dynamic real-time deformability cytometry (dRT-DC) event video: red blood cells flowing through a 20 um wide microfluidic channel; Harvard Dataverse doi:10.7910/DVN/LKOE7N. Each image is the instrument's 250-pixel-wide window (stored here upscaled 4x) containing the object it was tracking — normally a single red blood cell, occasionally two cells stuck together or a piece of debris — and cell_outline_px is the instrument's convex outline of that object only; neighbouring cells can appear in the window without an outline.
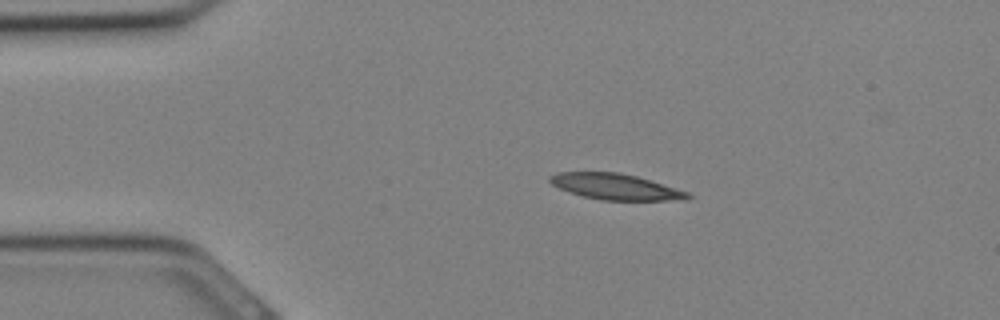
{"species": "Egyptian fruit bat (a non-hibernating species)", "species_latin": "Rousettus aegyptiacus", "temperature_condition": "cold", "stored_images_in_passage": 8, "camera_frame_rate_fps": 3000, "um_per_image_px": 0.085, "animal": {"sex": "female"}, "frame": {"image": 1, "passage_image": 1, "time_ms": 0.0, "image_size_px": [1000, 320], "cell_outline_px": [[692, 196], [688, 200], [600, 200], [568, 192], [552, 184], [548, 180], [548, 176], [556, 172], [620, 172], [636, 176], [688, 192]], "centroid_in_image_um": [52.29, 15.87], "position_along_channel_um": 32.7, "area_um2": 20.75}}
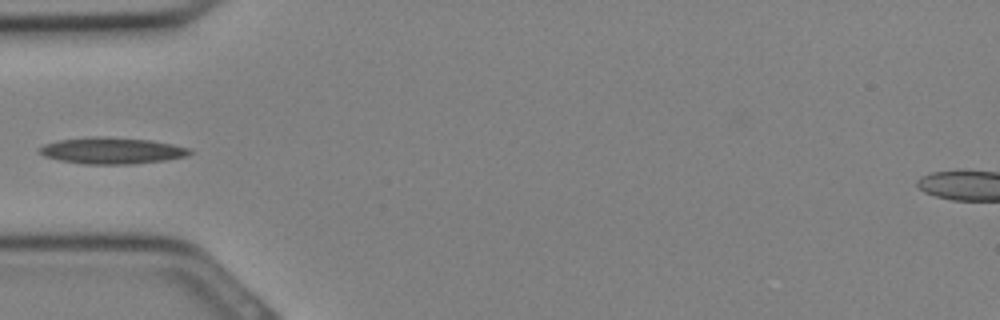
{"frame": {"image": 2, "passage_image": 5, "time_ms": 1.333, "image_size_px": [1000, 320], "cell_outline_px": [[192, 152], [188, 156], [164, 160], [132, 164], [84, 164], [60, 160], [44, 156], [40, 152], [40, 148], [44, 144], [56, 140], [92, 136], [104, 136], [152, 140], [172, 144], [188, 148]], "centroid_in_image_um": [9.5, 12.79], "position_along_channel_um": 75.5, "area_um2": 23.18}}
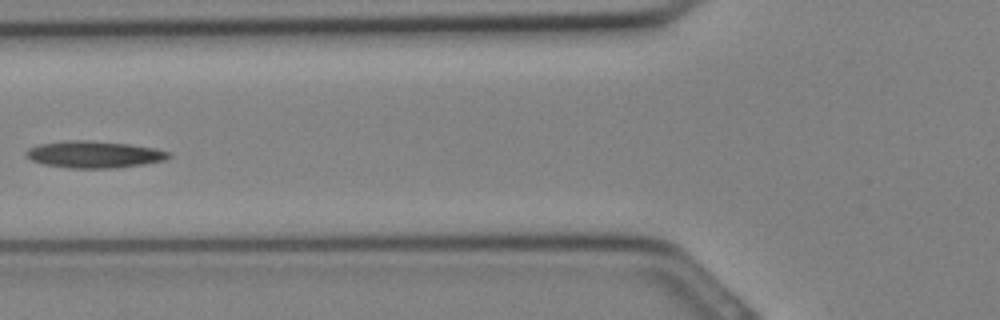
{"frame": {"image": 3, "passage_image": 7, "time_ms": 2.0, "image_size_px": [1000, 320], "cell_outline_px": [[172, 156], [164, 160], [140, 164], [112, 168], [68, 168], [44, 164], [32, 160], [24, 156], [24, 152], [28, 148], [40, 144], [64, 140], [88, 140], [128, 144], [156, 148], [172, 152]], "centroid_in_image_um": [7.98, 13.12], "position_along_channel_um": 117.8, "area_um2": 22.37}}